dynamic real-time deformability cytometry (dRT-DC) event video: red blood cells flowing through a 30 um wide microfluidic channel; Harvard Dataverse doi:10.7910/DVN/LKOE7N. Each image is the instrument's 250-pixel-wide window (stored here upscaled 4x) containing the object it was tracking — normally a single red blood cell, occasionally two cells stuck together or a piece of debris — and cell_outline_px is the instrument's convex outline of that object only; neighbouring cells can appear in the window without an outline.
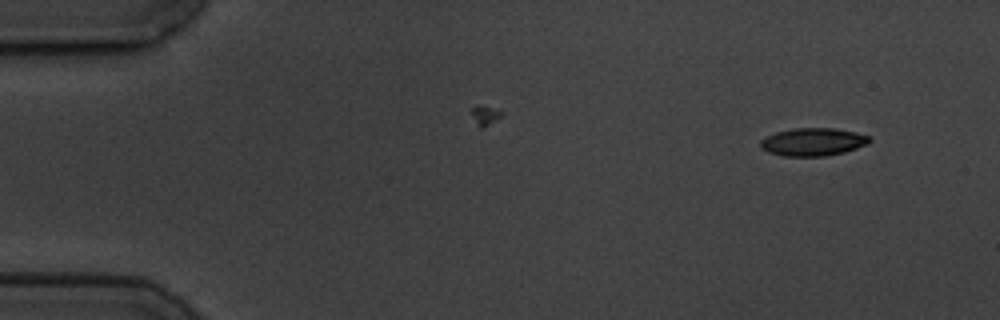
{"species": "common noctule bat (a hibernating species)", "species_latin": "Nyctalus noctula", "temperature_condition": "cold", "stored_images_in_passage": 5, "segment_of_instrument_passage": [2, 2], "camera_frame_rate_fps": 3000, "um_per_image_px": 0.085, "animal": {"sex": "male", "body_mass_g": 19.5, "forearm_length_mm": 54.6}, "frame": {"image": 1, "passage_image": 5, "time_ms": 6.0, "image_size_px": [1000, 320], "cell_outline_px": [[872, 140], [868, 144], [844, 152], [824, 156], [784, 156], [768, 152], [760, 148], [760, 140], [776, 132], [792, 128], [836, 128], [856, 132], [872, 136]], "centroid_in_image_um": [69.13, 12.05], "position_along_channel_um": 15.9, "area_um2": 17.86}}